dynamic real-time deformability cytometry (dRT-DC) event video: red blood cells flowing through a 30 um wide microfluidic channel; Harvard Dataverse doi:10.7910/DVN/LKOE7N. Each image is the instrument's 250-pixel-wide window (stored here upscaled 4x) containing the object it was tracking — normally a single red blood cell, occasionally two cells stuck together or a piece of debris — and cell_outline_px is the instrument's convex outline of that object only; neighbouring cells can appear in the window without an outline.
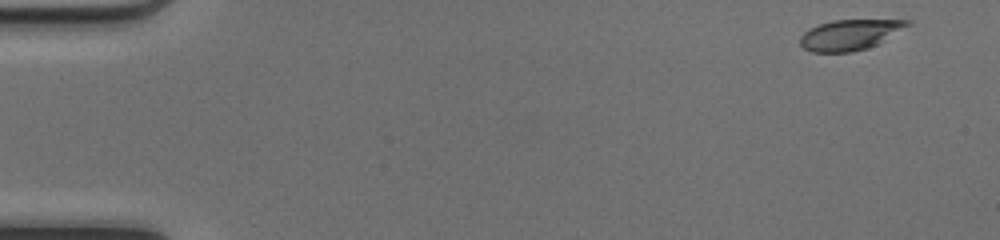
{"species": "common noctule bat (a hibernating species)", "species_latin": "Nyctalus noctula", "temperature_condition": "cold", "stored_images_in_passage": 49, "camera_frame_rate_fps": 3000, "um_per_image_px": 0.085, "animal": {"sex": "female", "body_mass_g": 17.0, "forearm_length_mm": 48.0}, "frame": {"image": 1, "passage_image": 2, "time_ms": 0.333, "image_size_px": [1000, 240], "cell_outline_px": [[912, 24], [876, 44], [868, 48], [852, 52], [812, 52], [804, 48], [800, 44], [800, 36], [808, 28], [832, 20], [912, 20]], "centroid_in_image_um": [72.22, 2.95], "position_along_channel_um": 12.8, "area_um2": 18.96}}
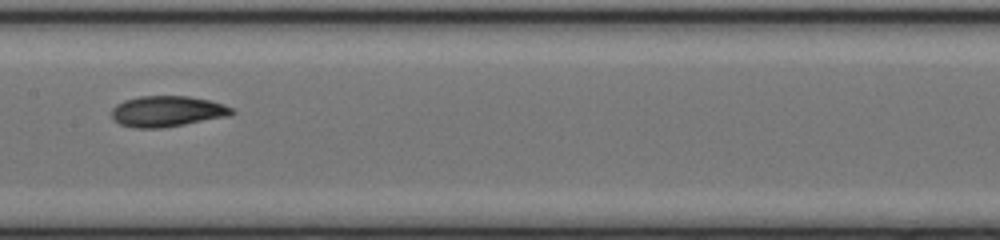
{"frame": {"image": 2, "passage_image": 25, "time_ms": 8.0, "image_size_px": [1000, 240], "cell_outline_px": [[236, 112], [232, 116], [160, 128], [132, 128], [120, 124], [112, 120], [112, 108], [116, 104], [124, 100], [140, 96], [188, 96], [212, 100], [224, 104], [232, 108]], "centroid_in_image_um": [14.23, 9.46], "position_along_channel_um": 193.2, "area_um2": 21.91}}
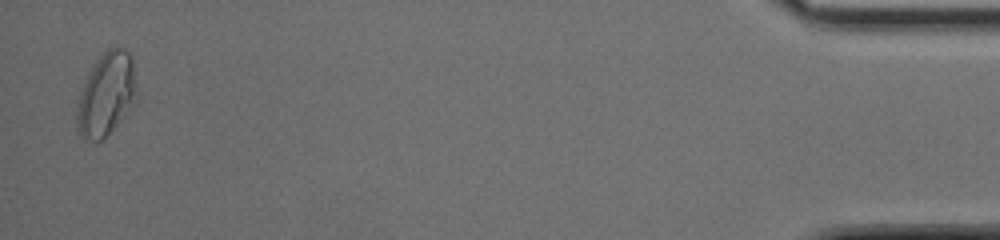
{"frame": {"image": 3, "passage_image": 48, "time_ms": 15.667, "image_size_px": [1000, 240], "cell_outline_px": [[136, 100], [116, 124], [100, 140], [84, 140], [76, 128], [76, 104], [80, 92], [92, 68], [100, 56], [108, 48], [124, 48], [128, 52], [132, 60], [136, 92]], "centroid_in_image_um": [9.0, 8.02], "position_along_channel_um": 426.2, "area_um2": 28.21}, "authors_computed_cell_mechanics": {"area_um2": 21.386, "velocity_mm_per_s": 4.1821, "shape_relaxation_time_tau1_ms": null, "shape_relaxation_time_tau2_ms": 2.4147, "deformation_change_tau1": null, "deformation_change_tau2": 0.0602}}